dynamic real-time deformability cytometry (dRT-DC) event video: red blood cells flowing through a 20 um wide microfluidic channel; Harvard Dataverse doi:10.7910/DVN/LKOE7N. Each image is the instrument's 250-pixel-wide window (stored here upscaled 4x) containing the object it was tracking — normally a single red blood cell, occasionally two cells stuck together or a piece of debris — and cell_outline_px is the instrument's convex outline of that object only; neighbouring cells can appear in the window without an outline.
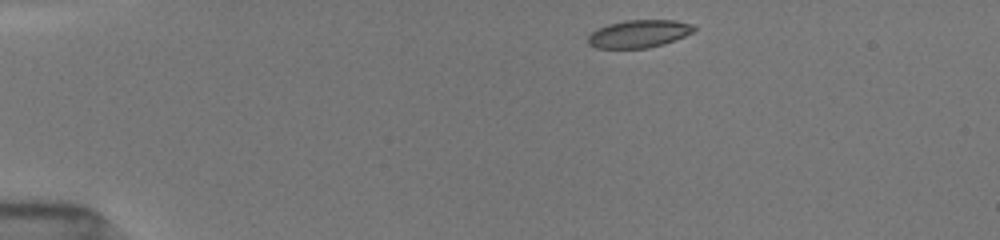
{"species": "common noctule bat (a hibernating species)", "species_latin": "Nyctalus noctula", "temperature_condition": "room temperature", "stored_images_in_passage": 24, "camera_frame_rate_fps": 3000, "um_per_image_px": 0.085, "animal": {"sex": "female", "body_mass_g": 19.5, "forearm_length_mm": 54.1}, "frame": {"image": 1, "passage_image": 1, "time_ms": 0.0, "image_size_px": [1000, 240], "cell_outline_px": [[696, 28], [692, 32], [684, 36], [664, 44], [648, 48], [596, 48], [588, 44], [588, 36], [596, 28], [608, 24], [624, 20], [676, 20], [692, 24]], "centroid_in_image_um": [54.28, 2.87], "position_along_channel_um": 30.7, "area_um2": 17.17}}
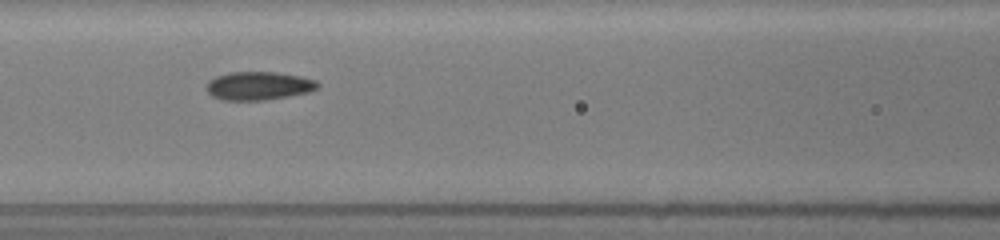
{"frame": {"image": 2, "passage_image": 11, "time_ms": 4.667, "image_size_px": [1000, 240], "cell_outline_px": [[320, 88], [308, 92], [288, 96], [264, 100], [224, 100], [212, 96], [204, 88], [208, 80], [216, 76], [228, 72], [276, 72], [300, 76], [316, 80], [320, 84]], "centroid_in_image_um": [21.97, 7.29], "position_along_channel_um": 144.6, "area_um2": 18.55}}
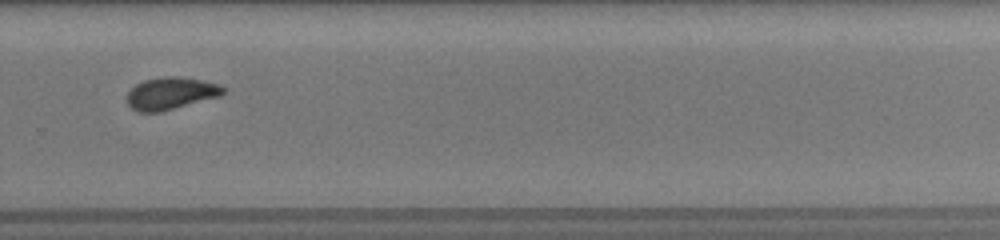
{"frame": {"image": 3, "passage_image": 22, "time_ms": 9.0, "image_size_px": [1000, 240], "cell_outline_px": [[224, 92], [220, 96], [160, 112], [136, 112], [128, 104], [128, 92], [136, 84], [144, 80], [164, 76], [180, 76], [204, 80], [220, 84], [224, 88]], "centroid_in_image_um": [14.53, 7.92], "position_along_channel_um": 315.3, "area_um2": 18.09}}